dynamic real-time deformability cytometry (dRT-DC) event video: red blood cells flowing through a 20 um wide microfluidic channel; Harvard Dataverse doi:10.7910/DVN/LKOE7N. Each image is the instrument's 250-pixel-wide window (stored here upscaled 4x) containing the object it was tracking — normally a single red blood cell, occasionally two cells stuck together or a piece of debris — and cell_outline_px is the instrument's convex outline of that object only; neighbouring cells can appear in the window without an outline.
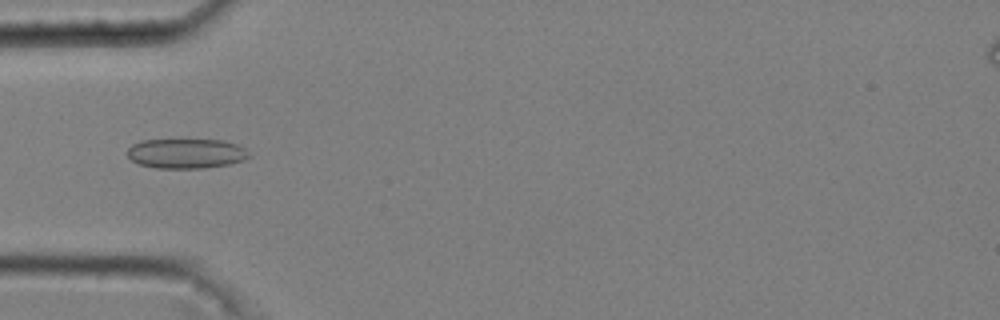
{"species": "common noctule bat (a hibernating species)", "species_latin": "Nyctalus noctula", "temperature_condition": "cold", "stored_images_in_passage": 51, "camera_frame_rate_fps": 3000, "um_per_image_px": 0.085, "animal": {"sex": "male", "body_mass_g": 20.4}, "frame": {"image": 1, "passage_image": 17, "time_ms": 5.333, "image_size_px": [1000, 320], "cell_outline_px": [[252, 156], [244, 160], [228, 164], [204, 168], [156, 168], [140, 164], [132, 160], [128, 156], [128, 148], [132, 144], [140, 140], [224, 140], [236, 144], [244, 148]], "centroid_in_image_um": [15.83, 13.04], "position_along_channel_um": 69.2, "area_um2": 21.1}}
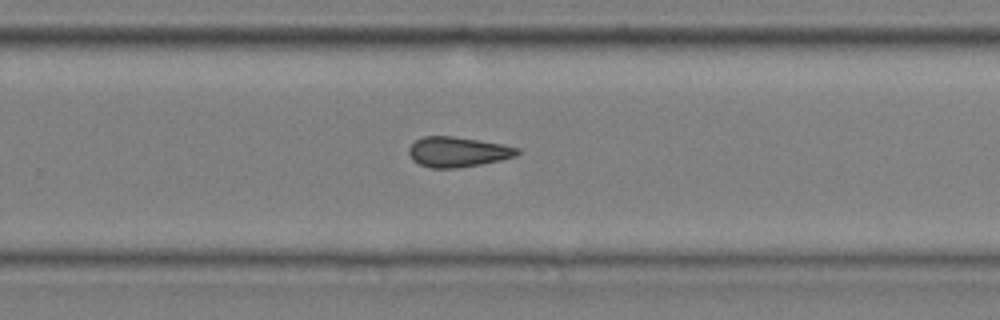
{"frame": {"image": 2, "passage_image": 35, "time_ms": 11.333, "image_size_px": [1000, 320], "cell_outline_px": [[520, 152], [516, 156], [500, 160], [480, 164], [456, 168], [432, 168], [420, 164], [412, 160], [408, 152], [408, 148], [416, 140], [424, 136], [452, 136], [504, 144], [520, 148]], "centroid_in_image_um": [38.91, 12.91], "position_along_channel_um": 290.9, "area_um2": 19.02}}
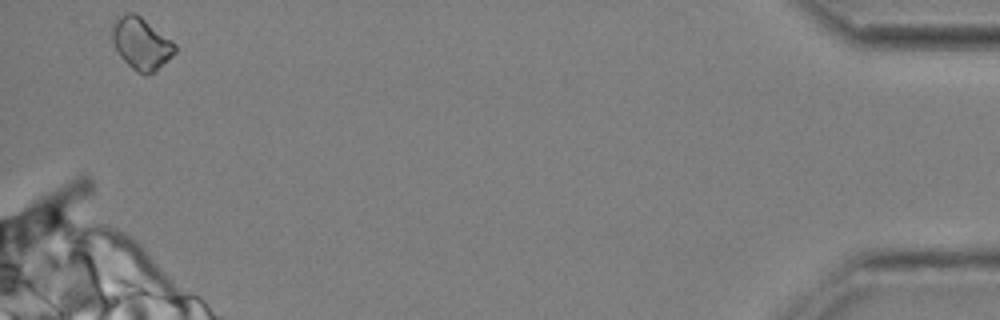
{"frame": {"image": 3, "passage_image": 51, "time_ms": 16.667, "image_size_px": [1000, 320], "cell_outline_px": [[176, 52], [156, 72], [136, 72], [120, 56], [112, 40], [112, 28], [116, 20], [120, 16], [128, 12], [136, 12], [172, 40], [176, 44]], "centroid_in_image_um": [12.03, 3.68], "position_along_channel_um": 423.2, "area_um2": 18.84}, "authors_computed_cell_mechanics": {"area_um2": 19.652, "velocity_mm_per_s": 3.6999, "shape_relaxation_time_tau1_ms": 7.7739, "shape_relaxation_time_tau2_ms": 6.3427, "deformation_change_tau1": 0.0899, "deformation_change_tau2": 0.1309}}